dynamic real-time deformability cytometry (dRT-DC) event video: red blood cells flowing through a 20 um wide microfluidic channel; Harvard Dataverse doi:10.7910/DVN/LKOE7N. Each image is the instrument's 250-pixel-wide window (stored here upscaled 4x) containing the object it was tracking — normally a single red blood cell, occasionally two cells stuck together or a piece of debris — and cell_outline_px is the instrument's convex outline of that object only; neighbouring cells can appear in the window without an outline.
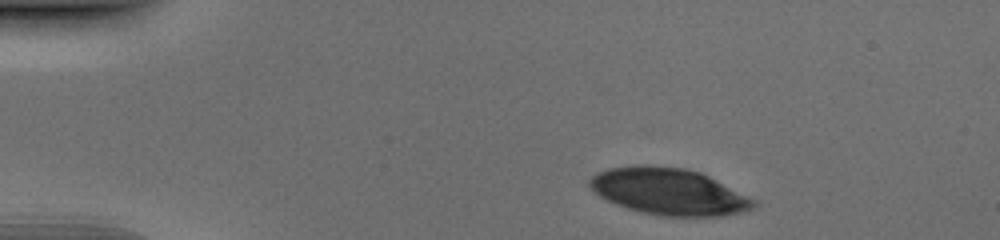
{"species": "human", "species_latin": "Homo sapiens", "temperature_condition": "cold", "stored_images_in_passage": 37, "camera_frame_rate_fps": 3000, "um_per_image_px": 0.085, "donor": {"sex": "male"}, "frame": {"image": 1, "passage_image": 1, "time_ms": 0.0, "image_size_px": [1000, 240], "cell_outline_px": [[760, 204], [756, 208], [744, 212], [724, 216], [660, 216], [628, 208], [616, 204], [600, 196], [588, 184], [588, 180], [596, 172], [608, 168], [636, 164], [652, 164], [684, 168], [700, 172], [756, 200]], "centroid_in_image_um": [56.87, 16.27], "position_along_channel_um": 28.1, "area_um2": 44.85}}
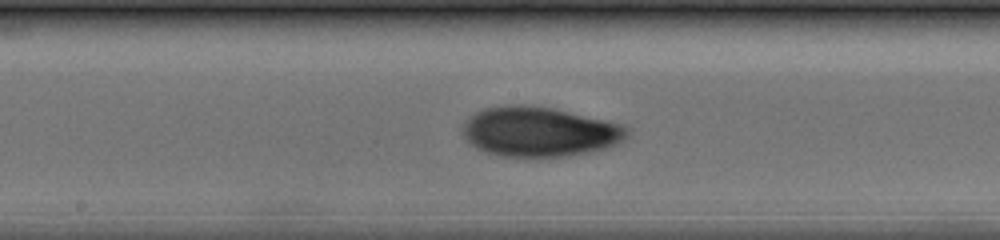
{"frame": {"image": 2, "passage_image": 20, "time_ms": 6.333, "image_size_px": [1000, 240], "cell_outline_px": [[628, 136], [624, 140], [616, 144], [604, 148], [588, 152], [568, 156], [500, 156], [484, 152], [476, 148], [460, 132], [464, 120], [476, 112], [484, 108], [512, 104], [520, 104], [556, 108], [620, 124], [628, 128]], "centroid_in_image_um": [45.81, 11.18], "position_along_channel_um": 202.4, "area_um2": 47.74}}
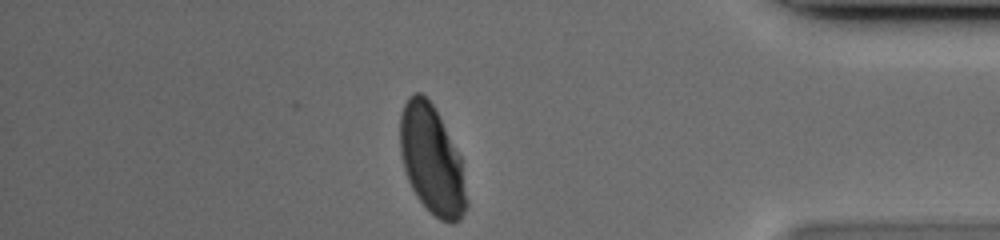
{"frame": {"image": 3, "passage_image": 37, "time_ms": 12.0, "image_size_px": [1000, 240], "cell_outline_px": [[468, 208], [460, 220], [452, 224], [448, 224], [440, 220], [416, 196], [408, 180], [404, 168], [400, 152], [400, 112], [408, 96], [412, 92], [420, 92], [432, 104], [460, 156], [468, 200]], "centroid_in_image_um": [36.7, 13.63], "position_along_channel_um": 398.5, "area_um2": 41.96}}